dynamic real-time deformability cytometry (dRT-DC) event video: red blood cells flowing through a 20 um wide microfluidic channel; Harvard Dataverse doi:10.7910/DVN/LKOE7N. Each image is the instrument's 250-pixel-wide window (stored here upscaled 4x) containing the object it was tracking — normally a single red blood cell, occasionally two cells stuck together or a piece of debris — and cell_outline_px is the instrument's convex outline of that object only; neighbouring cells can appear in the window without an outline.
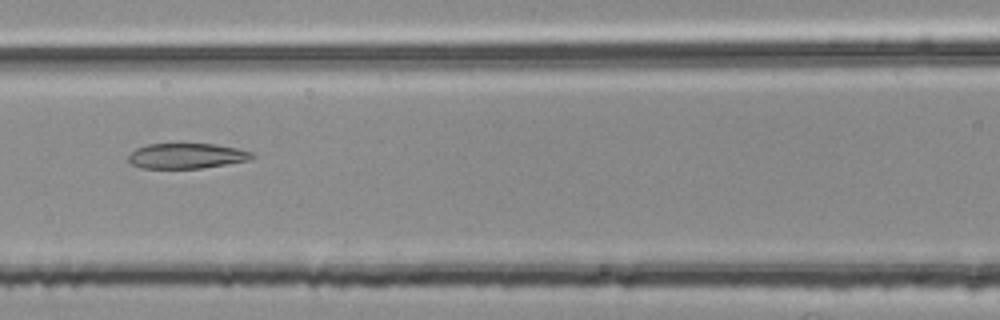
{"species": "common noctule bat (a hibernating species)", "species_latin": "Nyctalus noctula", "temperature_condition": "room temperature", "stored_images_in_passage": 54, "camera_frame_rate_fps": 3000, "um_per_image_px": 0.085, "animal": {"sex": "female", "body_mass_g": 25.1}, "frame": {"image": 1, "passage_image": 24, "time_ms": 7.667, "image_size_px": [1000, 320], "cell_outline_px": [[256, 156], [248, 160], [200, 168], [140, 168], [132, 164], [128, 160], [128, 156], [136, 148], [148, 144], [216, 144], [236, 148], [252, 152]], "centroid_in_image_um": [15.84, 13.25], "position_along_channel_um": 150.8, "area_um2": 18.03}}
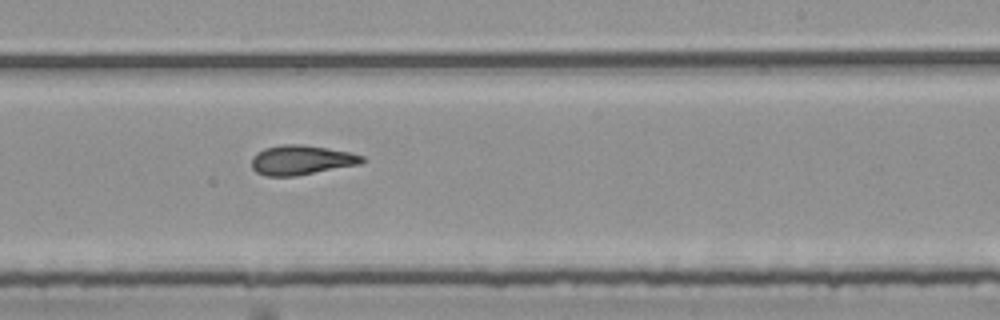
{"frame": {"image": 2, "passage_image": 33, "time_ms": 10.667, "image_size_px": [1000, 320], "cell_outline_px": [[368, 160], [360, 164], [296, 176], [268, 176], [256, 172], [252, 168], [252, 156], [256, 152], [264, 148], [284, 144], [300, 144], [348, 152], [364, 156]], "centroid_in_image_um": [25.6, 13.61], "position_along_channel_um": 263.4, "area_um2": 19.02}}
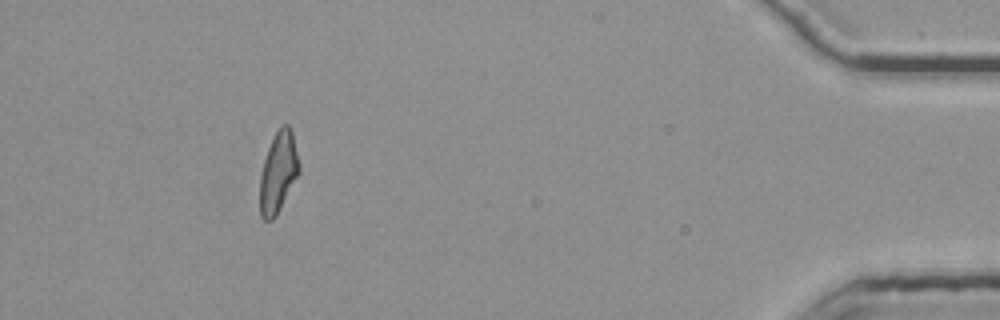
{"frame": {"image": 3, "passage_image": 50, "time_ms": 16.333, "image_size_px": [1000, 320], "cell_outline_px": [[300, 172], [276, 216], [272, 220], [264, 220], [260, 216], [260, 176], [264, 160], [268, 148], [276, 132], [284, 124], [288, 124], [292, 132], [300, 164]], "centroid_in_image_um": [23.66, 14.67], "position_along_channel_um": 411.5, "area_um2": 18.32}, "authors_computed_cell_mechanics": {"area_um2": 19.0162, "velocity_mm_per_s": 3.7672, "shape_relaxation_time_tau1_ms": null, "shape_relaxation_time_tau2_ms": 3.1188, "deformation_change_tau1": null, "deformation_change_tau2": 0.1235}}